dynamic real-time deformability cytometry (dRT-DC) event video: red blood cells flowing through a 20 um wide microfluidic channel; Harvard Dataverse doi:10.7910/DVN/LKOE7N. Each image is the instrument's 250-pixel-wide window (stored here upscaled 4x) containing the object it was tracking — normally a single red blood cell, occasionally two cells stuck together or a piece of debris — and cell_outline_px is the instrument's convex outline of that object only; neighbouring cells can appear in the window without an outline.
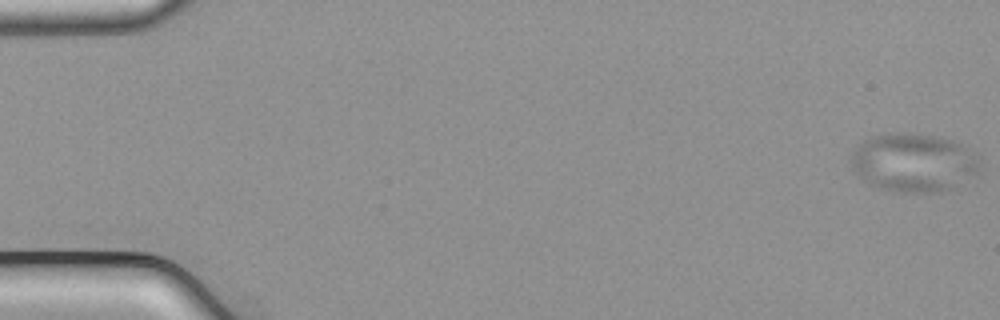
{"species": "common noctule bat (a hibernating species)", "species_latin": "Nyctalus noctula", "temperature_condition": "cold", "stored_images_in_passage": 54, "camera_frame_rate_fps": 3000, "um_per_image_px": 0.085, "animal": {"sex": "male", "body_mass_g": 21.5, "forearm_length_mm": 52.0}, "frame": {"image": 1, "passage_image": 1, "time_ms": 0.0, "image_size_px": [1000, 320], "cell_outline_px": [[980, 164], [976, 172], [948, 188], [940, 192], [892, 192], [880, 188], [872, 184], [860, 176], [852, 168], [848, 160], [852, 152], [864, 140], [888, 132], [900, 132], [936, 136], [952, 140], [976, 152], [980, 156]], "centroid_in_image_um": [77.62, 13.79], "position_along_channel_um": 7.4, "area_um2": 43.58}}
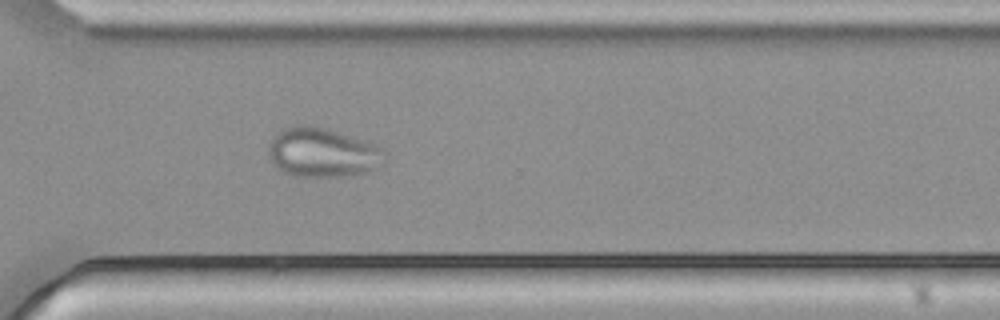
{"frame": {"image": 2, "passage_image": 40, "time_ms": 13.0, "image_size_px": [1000, 320], "cell_outline_px": [[384, 164], [368, 172], [352, 176], [296, 176], [284, 172], [276, 168], [272, 164], [268, 156], [268, 144], [272, 136], [284, 128], [296, 124], [312, 124], [328, 128], [376, 144], [384, 148]], "centroid_in_image_um": [27.4, 12.95], "position_along_channel_um": 343.2, "area_um2": 34.16}}
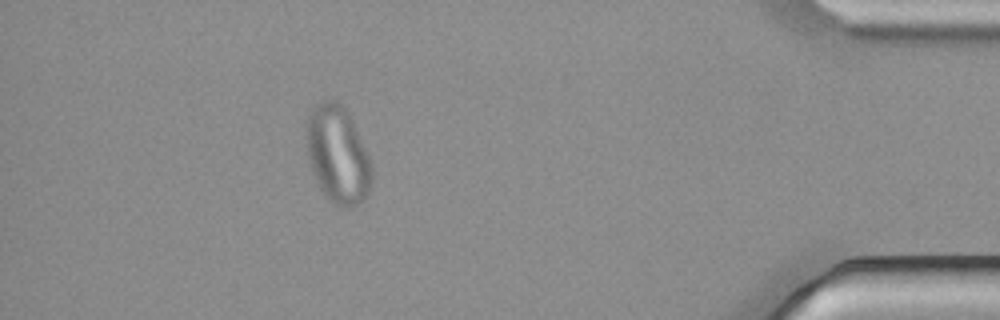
{"frame": {"image": 3, "passage_image": 49, "time_ms": 16.0, "image_size_px": [1000, 320], "cell_outline_px": [[372, 180], [368, 196], [360, 204], [348, 208], [340, 208], [324, 196], [316, 180], [308, 156], [308, 116], [312, 108], [320, 100], [336, 100], [348, 112], [352, 120], [368, 156], [372, 168]], "centroid_in_image_um": [28.73, 13.19], "position_along_channel_um": 406.5, "area_um2": 36.82}}